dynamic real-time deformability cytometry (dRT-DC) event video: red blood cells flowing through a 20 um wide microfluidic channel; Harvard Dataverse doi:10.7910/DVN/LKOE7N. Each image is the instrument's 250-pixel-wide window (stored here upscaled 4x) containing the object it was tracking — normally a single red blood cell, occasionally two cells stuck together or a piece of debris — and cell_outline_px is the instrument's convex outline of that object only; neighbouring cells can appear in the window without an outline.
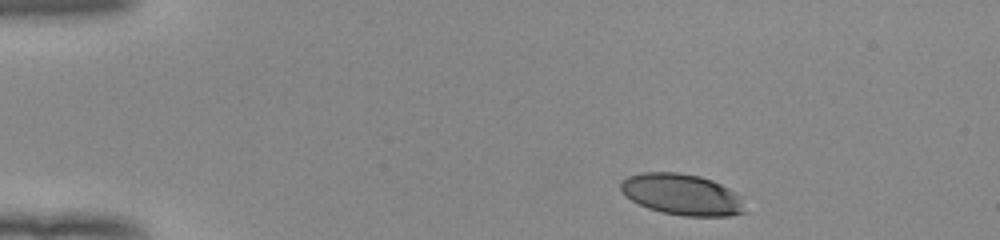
{"species": "human", "species_latin": "Homo sapiens", "temperature_condition": "room temperature", "stored_images_in_passage": 45, "camera_frame_rate_fps": 3000, "um_per_image_px": 0.085, "donor": {"sex": "female"}, "frame": {"image": 1, "passage_image": 1, "time_ms": 0.0, "image_size_px": [1000, 240], "cell_outline_px": [[744, 212], [732, 216], [684, 216], [660, 212], [648, 208], [632, 200], [620, 188], [620, 180], [628, 176], [640, 172], [680, 172], [700, 176], [712, 180], [736, 192], [740, 200]], "centroid_in_image_um": [57.93, 16.52], "position_along_channel_um": 27.1, "area_um2": 29.65}}
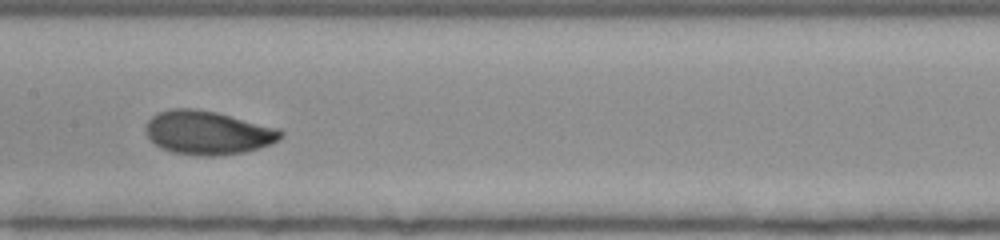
{"frame": {"image": 2, "passage_image": 20, "time_ms": 6.333, "image_size_px": [1000, 240], "cell_outline_px": [[284, 136], [260, 148], [244, 152], [216, 156], [196, 156], [172, 152], [160, 148], [148, 136], [148, 120], [156, 112], [168, 108], [196, 108], [216, 112], [280, 128], [284, 132]], "centroid_in_image_um": [17.68, 11.27], "position_along_channel_um": 189.7, "area_um2": 34.45}}
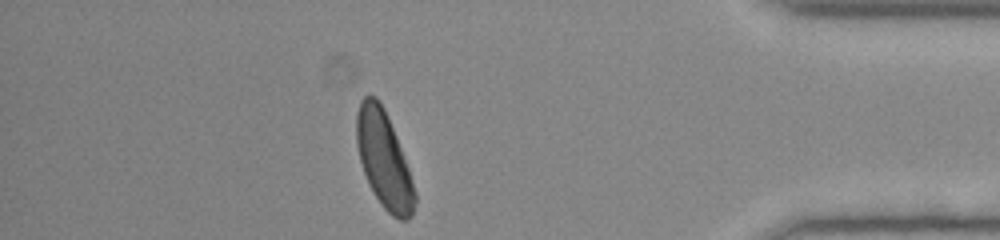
{"frame": {"image": 3, "passage_image": 39, "time_ms": 12.667, "image_size_px": [1000, 240], "cell_outline_px": [[416, 200], [412, 216], [408, 220], [400, 220], [392, 216], [380, 204], [368, 184], [360, 160], [356, 144], [356, 112], [360, 100], [368, 92], [376, 96], [384, 108], [396, 136], [408, 168], [416, 192]], "centroid_in_image_um": [32.61, 13.55], "position_along_channel_um": 402.6, "area_um2": 32.89}, "authors_computed_cell_mechanics": {"area_um2": 32.946, "velocity_mm_per_s": 3.9055, "shape_relaxation_time_tau1_ms": 3.0459, "shape_relaxation_time_tau2_ms": 0.9641, "deformation_change_tau1": 0.1314, "deformation_change_tau2": 0.0571}}